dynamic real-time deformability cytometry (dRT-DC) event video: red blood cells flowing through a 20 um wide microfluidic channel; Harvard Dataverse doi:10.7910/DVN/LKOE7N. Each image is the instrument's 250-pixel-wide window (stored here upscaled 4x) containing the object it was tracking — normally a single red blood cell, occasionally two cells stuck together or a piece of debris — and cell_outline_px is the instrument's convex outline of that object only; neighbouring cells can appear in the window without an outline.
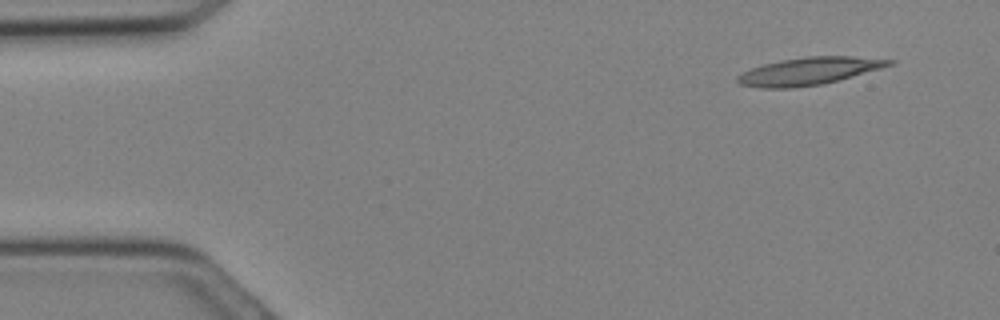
{"species": "Egyptian fruit bat (a non-hibernating species)", "species_latin": "Rousettus aegyptiacus", "temperature_condition": "cold", "stored_images_in_passage": 10, "camera_frame_rate_fps": 3000, "um_per_image_px": 0.085, "animal": {"sex": "female"}, "frame": {"image": 1, "passage_image": 2, "time_ms": 0.333, "image_size_px": [1000, 320], "cell_outline_px": [[896, 64], [840, 80], [824, 84], [792, 88], [760, 88], [740, 84], [736, 80], [736, 76], [752, 68], [764, 64], [780, 60], [808, 56], [852, 56], [896, 60]], "centroid_in_image_um": [68.81, 6.05], "position_along_channel_um": 16.2, "area_um2": 24.45}}
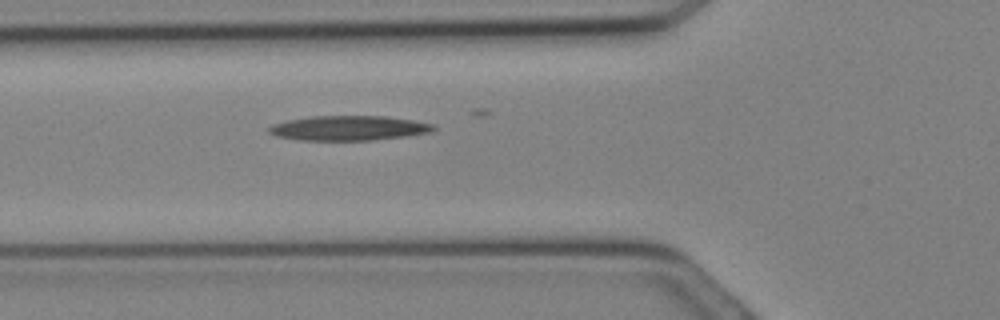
{"frame": {"image": 2, "passage_image": 10, "time_ms": 3.0, "image_size_px": [1000, 320], "cell_outline_px": [[436, 128], [432, 132], [404, 136], [372, 140], [300, 140], [276, 136], [268, 132], [268, 128], [272, 124], [288, 120], [312, 116], [384, 116], [412, 120], [432, 124]], "centroid_in_image_um": [29.61, 10.89], "position_along_channel_um": 96.2, "area_um2": 23.58}}